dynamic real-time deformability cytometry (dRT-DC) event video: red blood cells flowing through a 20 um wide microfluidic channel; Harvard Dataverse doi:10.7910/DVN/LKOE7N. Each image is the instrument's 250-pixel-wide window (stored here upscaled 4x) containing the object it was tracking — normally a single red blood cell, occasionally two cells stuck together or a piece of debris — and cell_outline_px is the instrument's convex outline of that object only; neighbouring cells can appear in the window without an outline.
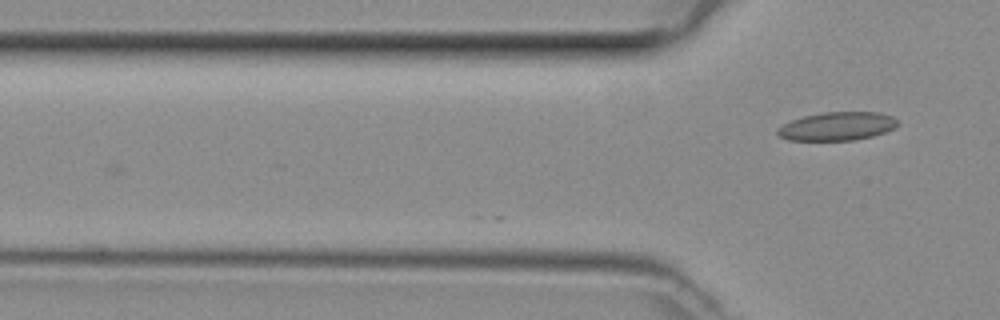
{"species": "common noctule bat (a hibernating species)", "species_latin": "Nyctalus noctula", "temperature_condition": "room temperature", "stored_images_in_passage": 4, "camera_frame_rate_fps": 3000, "um_per_image_px": 0.085, "animal": {"sex": "female", "body_mass_g": 29.2, "forearm_length_mm": 56.3}, "frame": {"image": 1, "passage_image": 4, "time_ms": 1.0, "image_size_px": [1000, 320], "cell_outline_px": [[900, 124], [896, 128], [872, 136], [852, 140], [788, 140], [780, 136], [776, 132], [776, 128], [792, 120], [804, 116], [824, 112], [880, 112], [892, 116]], "centroid_in_image_um": [71.18, 10.73], "position_along_channel_um": 54.6, "area_um2": 19.88}}